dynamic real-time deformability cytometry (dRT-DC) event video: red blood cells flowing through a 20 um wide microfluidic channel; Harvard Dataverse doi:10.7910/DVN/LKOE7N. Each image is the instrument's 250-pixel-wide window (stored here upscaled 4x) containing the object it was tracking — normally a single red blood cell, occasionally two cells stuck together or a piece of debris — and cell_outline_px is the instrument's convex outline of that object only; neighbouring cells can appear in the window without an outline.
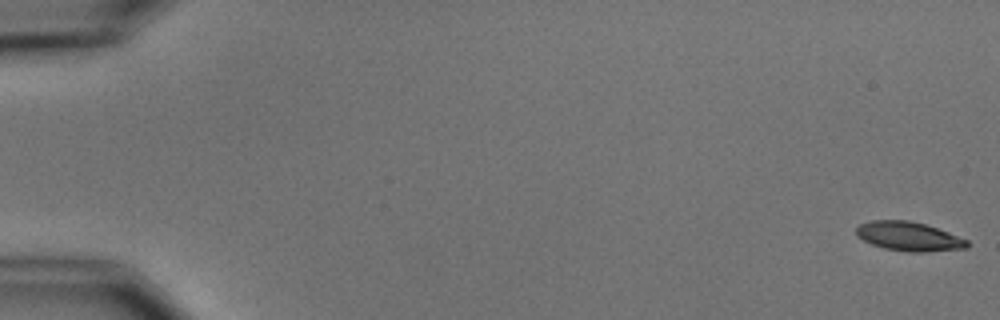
{"species": "common noctule bat (a hibernating species)", "species_latin": "Nyctalus noctula", "temperature_condition": "cold", "stored_images_in_passage": 15, "camera_frame_rate_fps": 3000, "um_per_image_px": 0.085, "animal": {"sex": "male", "body_mass_g": 15.6}, "frame": {"image": 1, "passage_image": 1, "time_ms": 0.0, "image_size_px": [1000, 320], "cell_outline_px": [[968, 248], [924, 252], [908, 252], [884, 248], [872, 244], [856, 236], [856, 228], [860, 224], [872, 220], [908, 220], [924, 224], [948, 232], [968, 240]], "centroid_in_image_um": [77.24, 20.1], "position_along_channel_um": 7.8, "area_um2": 18.73}}
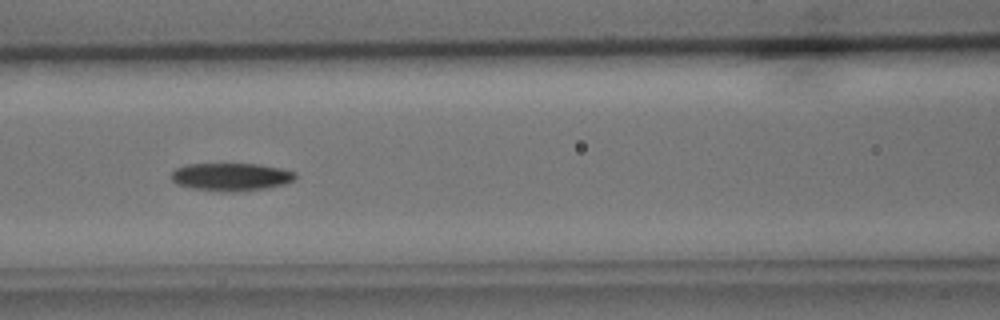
{"frame": {"image": 2, "passage_image": 7, "time_ms": 8.0, "image_size_px": [1000, 320], "cell_outline_px": [[296, 176], [292, 180], [284, 184], [268, 188], [232, 192], [220, 192], [192, 188], [176, 184], [172, 180], [172, 172], [176, 168], [188, 164], [260, 164], [280, 168], [296, 172]], "centroid_in_image_um": [19.63, 15.04], "position_along_channel_um": 147.0, "area_um2": 20.17}}
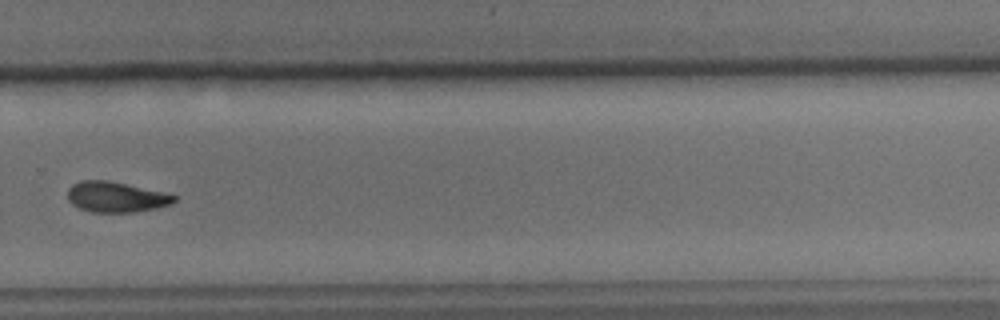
{"frame": {"image": 3, "passage_image": 11, "time_ms": 12.667, "image_size_px": [1000, 320], "cell_outline_px": [[176, 200], [172, 204], [156, 208], [136, 212], [92, 212], [80, 208], [72, 204], [68, 200], [68, 188], [72, 184], [80, 180], [108, 180], [164, 192], [176, 196]], "centroid_in_image_um": [9.85, 16.74], "position_along_channel_um": 319.9, "area_um2": 18.96}, "authors_computed_cell_mechanics": {"area_um2": 19.5942, "velocity_mm_per_s": 3.7216, "shape_relaxation_time_tau1_ms": 2.9441, "shape_relaxation_time_tau2_ms": null, "deformation_change_tau1": 0.1155, "deformation_change_tau2": null}}